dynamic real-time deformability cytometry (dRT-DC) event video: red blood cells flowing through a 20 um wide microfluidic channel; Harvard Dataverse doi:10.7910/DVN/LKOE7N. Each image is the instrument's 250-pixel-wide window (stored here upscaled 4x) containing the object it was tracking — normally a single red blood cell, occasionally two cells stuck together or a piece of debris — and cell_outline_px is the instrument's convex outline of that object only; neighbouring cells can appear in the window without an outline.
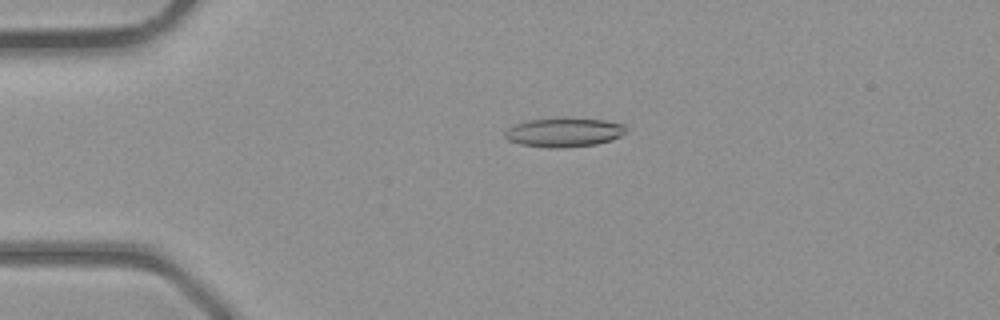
{"species": "common noctule bat (a hibernating species)", "species_latin": "Nyctalus noctula", "temperature_condition": "room temperature", "stored_images_in_passage": 34, "camera_frame_rate_fps": 3000, "um_per_image_px": 0.085, "animal": {"sex": "male", "body_mass_g": 23.1, "forearm_length_mm": 52.7}, "frame": {"image": 1, "passage_image": 2, "time_ms": 0.333, "image_size_px": [1000, 320], "cell_outline_px": [[624, 132], [620, 136], [612, 140], [596, 144], [564, 148], [548, 148], [520, 144], [508, 140], [504, 136], [504, 132], [508, 128], [516, 124], [528, 120], [560, 116], [604, 120], [624, 124]], "centroid_in_image_um": [47.91, 11.23], "position_along_channel_um": 37.1, "area_um2": 20.92}}
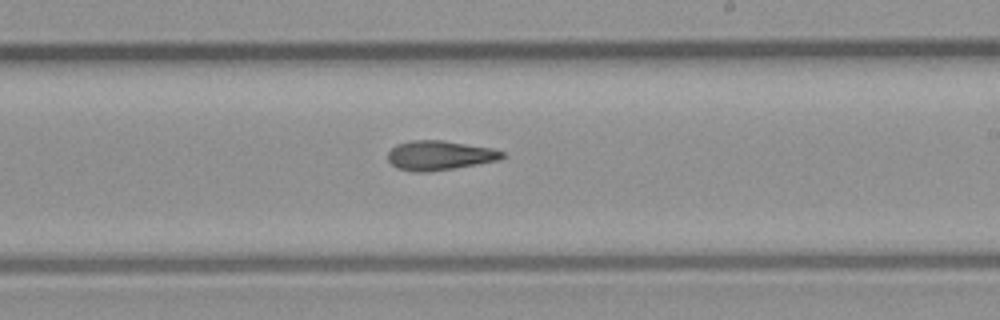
{"frame": {"image": 2, "passage_image": 17, "time_ms": 5.333, "image_size_px": [1000, 320], "cell_outline_px": [[504, 156], [500, 160], [428, 172], [416, 172], [396, 168], [388, 160], [388, 152], [396, 144], [412, 140], [444, 140], [492, 148], [504, 152]], "centroid_in_image_um": [37.35, 13.2], "position_along_channel_um": 251.7, "area_um2": 19.59}}
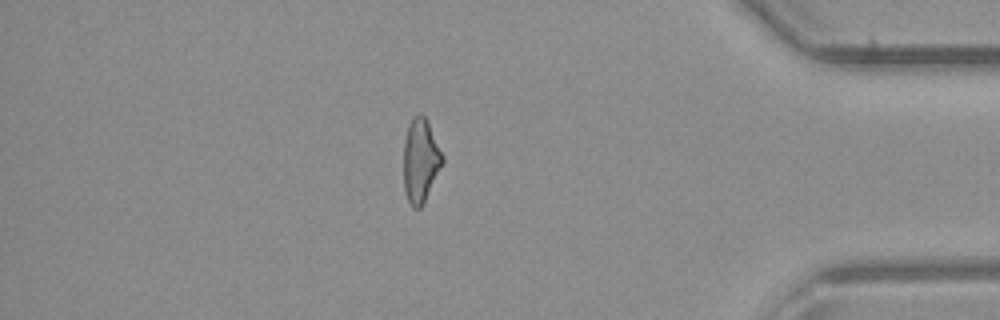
{"frame": {"image": 3, "passage_image": 28, "time_ms": 9.0, "image_size_px": [1000, 320], "cell_outline_px": [[444, 160], [424, 204], [420, 208], [412, 208], [404, 192], [404, 140], [408, 124], [412, 116], [420, 112], [428, 120], [444, 156]], "centroid_in_image_um": [35.74, 13.62], "position_along_channel_um": 399.5, "area_um2": 19.31}}